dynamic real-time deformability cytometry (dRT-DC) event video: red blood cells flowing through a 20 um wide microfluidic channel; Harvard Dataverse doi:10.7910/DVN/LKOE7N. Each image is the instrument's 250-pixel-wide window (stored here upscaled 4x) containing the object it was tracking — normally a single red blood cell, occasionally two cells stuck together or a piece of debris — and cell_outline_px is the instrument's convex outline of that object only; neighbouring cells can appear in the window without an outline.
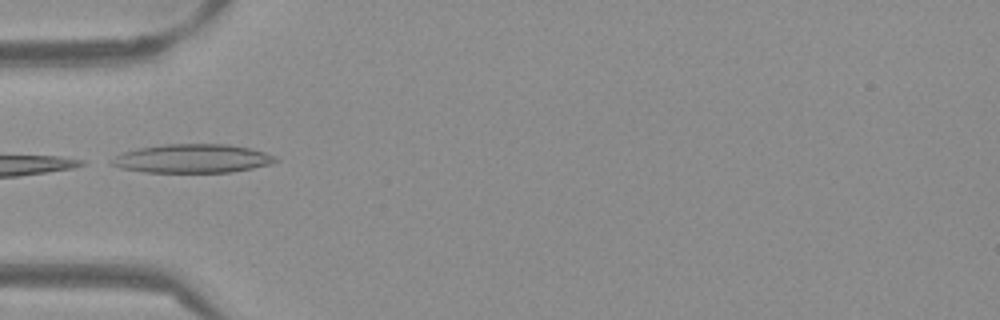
{"species": "Egyptian fruit bat (a non-hibernating species)", "species_latin": "Rousettus aegyptiacus", "temperature_condition": "warm", "stored_images_in_passage": 35, "camera_frame_rate_fps": 3000, "um_per_image_px": 0.085, "frame": {"image": 1, "passage_image": 1, "time_ms": 0.0, "image_size_px": [1000, 320], "cell_outline_px": [[280, 160], [272, 164], [232, 172], [144, 172], [120, 168], [108, 164], [108, 160], [124, 152], [140, 148], [164, 144], [228, 144], [248, 148], [264, 152]], "centroid_in_image_um": [16.32, 13.48], "position_along_channel_um": 68.7, "area_um2": 27.4}}
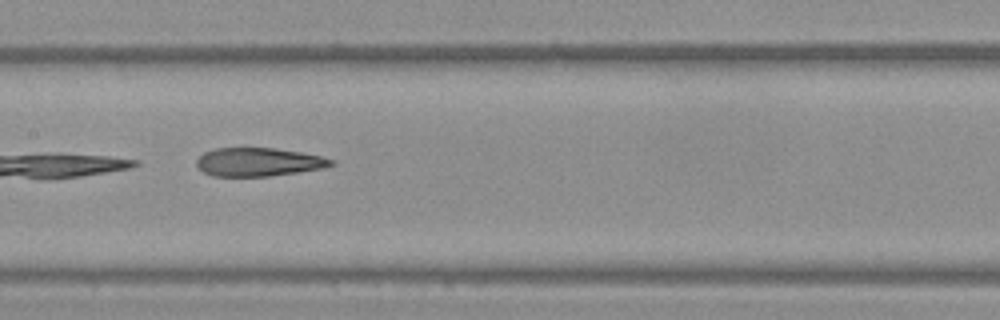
{"frame": {"image": 2, "passage_image": 10, "time_ms": 3.0, "image_size_px": [1000, 320], "cell_outline_px": [[336, 164], [324, 168], [268, 176], [212, 176], [204, 172], [196, 164], [196, 160], [204, 152], [216, 148], [276, 148], [300, 152], [320, 156], [336, 160]], "centroid_in_image_um": [21.99, 13.77], "position_along_channel_um": 185.4, "area_um2": 22.25}}
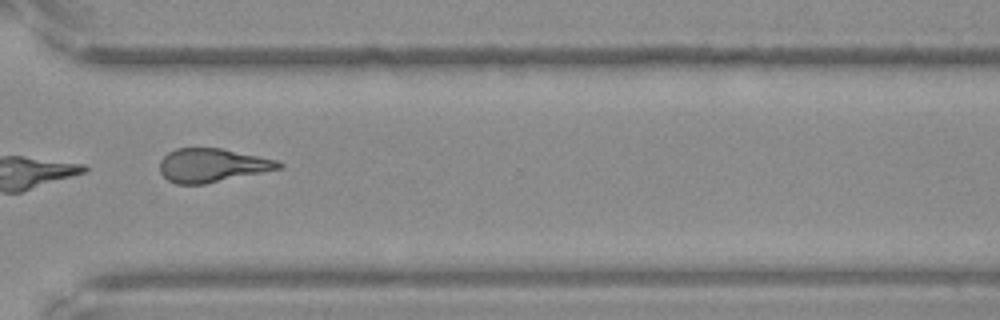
{"frame": {"image": 3, "passage_image": 23, "time_ms": 7.333, "image_size_px": [1000, 320], "cell_outline_px": [[284, 168], [204, 184], [176, 184], [168, 180], [160, 172], [160, 160], [168, 152], [176, 148], [220, 148], [276, 160], [284, 164]], "centroid_in_image_um": [18.03, 14.05], "position_along_channel_um": 352.6, "area_um2": 23.24}, "authors_computed_cell_mechanics": {"area_um2": 23.698, "velocity_mm_per_s": 3.8625, "shape_relaxation_time_tau1_ms": null, "shape_relaxation_time_tau2_ms": 3.4995, "deformation_change_tau1": null, "deformation_change_tau2": 0.1498}}